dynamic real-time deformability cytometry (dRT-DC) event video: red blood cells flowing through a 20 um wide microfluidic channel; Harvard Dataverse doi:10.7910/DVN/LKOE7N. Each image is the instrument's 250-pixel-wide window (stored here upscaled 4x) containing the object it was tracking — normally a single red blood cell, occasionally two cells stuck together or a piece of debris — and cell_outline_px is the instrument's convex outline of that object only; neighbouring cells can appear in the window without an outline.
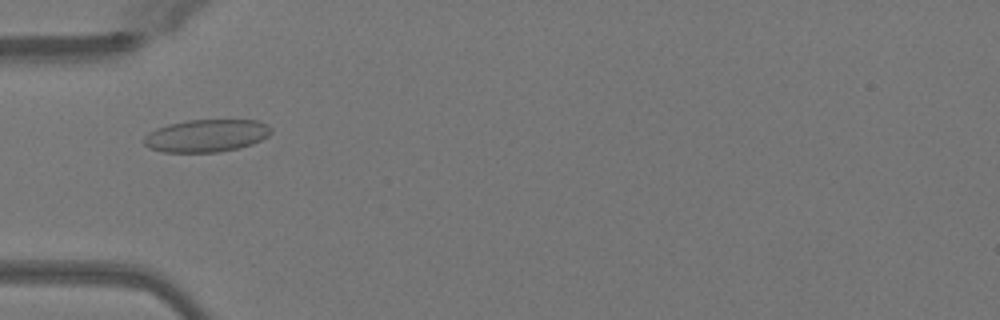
{"species": "Egyptian fruit bat (a non-hibernating species)", "species_latin": "Rousettus aegyptiacus", "temperature_condition": "warm", "stored_images_in_passage": 50, "camera_frame_rate_fps": 3000, "um_per_image_px": 0.085, "animal": {"sex": "female"}, "frame": {"image": 1, "passage_image": 16, "time_ms": 5.0, "image_size_px": [1000, 320], "cell_outline_px": [[272, 132], [268, 136], [252, 144], [236, 148], [216, 152], [164, 152], [148, 148], [144, 144], [144, 136], [148, 132], [156, 128], [168, 124], [188, 120], [260, 120], [268, 124], [272, 128]], "centroid_in_image_um": [17.54, 11.52], "position_along_channel_um": 67.5, "area_um2": 24.22}}
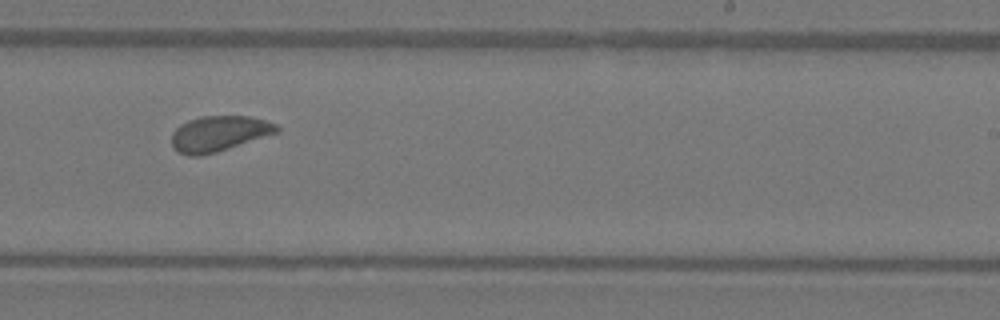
{"frame": {"image": 2, "passage_image": 31, "time_ms": 10.0, "image_size_px": [1000, 320], "cell_outline_px": [[280, 132], [216, 152], [200, 156], [188, 156], [172, 148], [172, 132], [180, 124], [188, 120], [200, 116], [248, 116], [264, 120], [276, 124], [280, 128]], "centroid_in_image_um": [18.6, 11.35], "position_along_channel_um": 270.4, "area_um2": 21.79}}
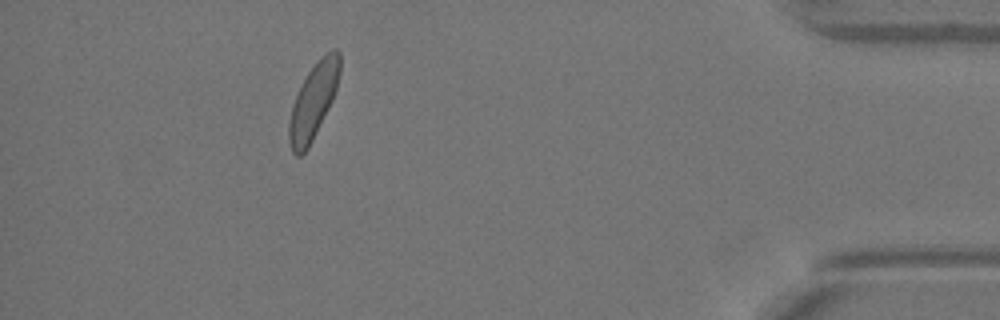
{"frame": {"image": 3, "passage_image": 45, "time_ms": 14.667, "image_size_px": [1000, 320], "cell_outline_px": [[340, 72], [336, 88], [332, 100], [308, 148], [300, 156], [296, 156], [292, 152], [288, 140], [288, 124], [292, 104], [308, 72], [320, 56], [332, 48], [336, 48], [340, 52]], "centroid_in_image_um": [26.63, 8.58], "position_along_channel_um": 408.6, "area_um2": 22.14}, "authors_computed_cell_mechanics": {"area_um2": 22.1952, "velocity_mm_per_s": 4.0673, "shape_relaxation_time_tau1_ms": 2.8884, "shape_relaxation_time_tau2_ms": 0.9295, "deformation_change_tau1": 0.0812, "deformation_change_tau2": 0.0421}}